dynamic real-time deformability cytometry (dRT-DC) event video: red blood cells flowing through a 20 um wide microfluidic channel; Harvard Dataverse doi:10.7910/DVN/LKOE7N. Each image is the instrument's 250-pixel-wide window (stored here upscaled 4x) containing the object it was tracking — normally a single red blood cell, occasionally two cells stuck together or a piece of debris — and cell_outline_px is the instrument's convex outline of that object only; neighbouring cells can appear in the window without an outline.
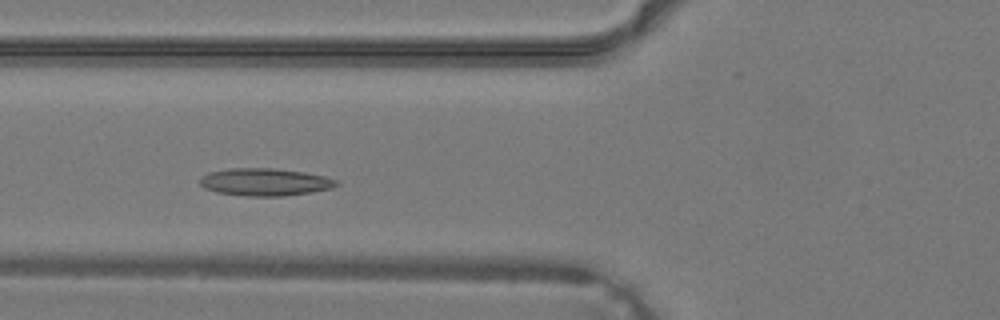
{"species": "common noctule bat (a hibernating species)", "species_latin": "Nyctalus noctula", "temperature_condition": "warm", "stored_images_in_passage": 36, "camera_frame_rate_fps": 3000, "um_per_image_px": 0.085, "animal": {"sex": "male", "body_mass_g": 19.2, "forearm_length_mm": 51.8}, "frame": {"image": 1, "passage_image": 11, "time_ms": 3.333, "image_size_px": [1000, 320], "cell_outline_px": [[340, 184], [332, 188], [312, 192], [284, 196], [244, 196], [216, 192], [204, 188], [200, 184], [200, 176], [208, 172], [232, 168], [276, 168], [304, 172], [324, 176], [340, 180]], "centroid_in_image_um": [22.54, 15.47], "position_along_channel_um": 103.3, "area_um2": 22.14}}
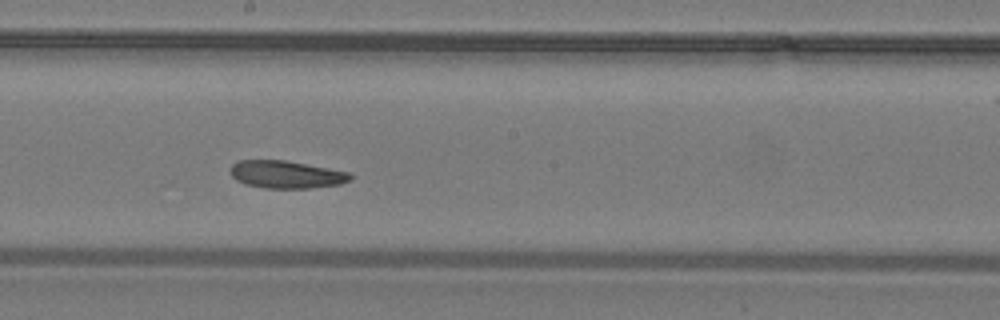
{"frame": {"image": 2, "passage_image": 18, "time_ms": 5.667, "image_size_px": [1000, 320], "cell_outline_px": [[352, 180], [340, 184], [312, 188], [264, 188], [244, 184], [236, 180], [232, 176], [232, 164], [236, 160], [284, 160], [352, 172]], "centroid_in_image_um": [24.37, 14.83], "position_along_channel_um": 223.8, "area_um2": 19.42}}
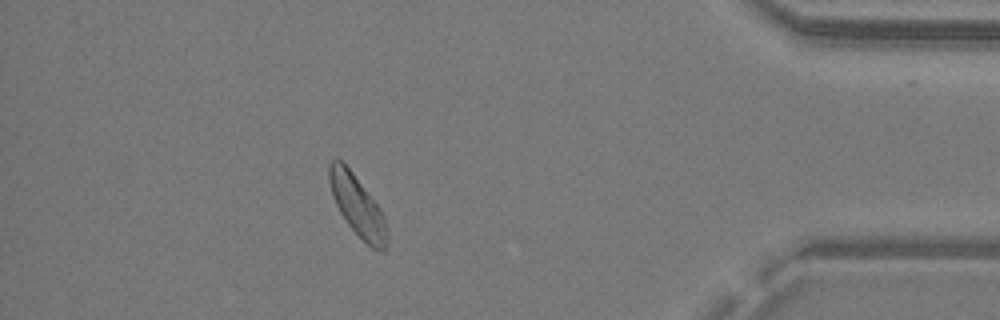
{"frame": {"image": 3, "passage_image": 31, "time_ms": 10.0, "image_size_px": [1000, 320], "cell_outline_px": [[388, 244], [384, 252], [372, 248], [348, 224], [340, 212], [332, 196], [328, 180], [328, 164], [336, 156], [352, 172], [380, 208], [384, 216], [388, 236]], "centroid_in_image_um": [30.38, 17.48], "position_along_channel_um": 404.8, "area_um2": 20.29}}